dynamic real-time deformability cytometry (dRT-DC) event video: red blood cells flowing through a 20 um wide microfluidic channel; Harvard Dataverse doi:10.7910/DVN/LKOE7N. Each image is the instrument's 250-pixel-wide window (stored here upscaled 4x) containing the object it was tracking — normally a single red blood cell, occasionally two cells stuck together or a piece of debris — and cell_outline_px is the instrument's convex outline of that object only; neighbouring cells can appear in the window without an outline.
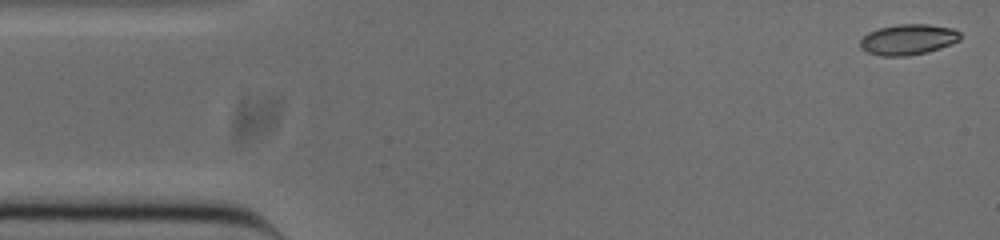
{"species": "common noctule bat (a hibernating species)", "species_latin": "Nyctalus noctula", "temperature_condition": "cold", "stored_images_in_passage": 51, "camera_frame_rate_fps": 3000, "um_per_image_px": 0.085, "animal": {"sex": "male", "body_mass_g": 20.0, "forearm_length_mm": 53.3}, "frame": {"image": 1, "passage_image": 1, "time_ms": 0.0, "image_size_px": [1000, 240], "cell_outline_px": [[960, 40], [940, 48], [928, 52], [908, 56], [880, 56], [868, 52], [860, 48], [860, 40], [868, 32], [880, 28], [896, 24], [928, 24], [952, 28], [960, 32]], "centroid_in_image_um": [77.18, 3.36], "position_along_channel_um": 7.8, "area_um2": 17.92}}
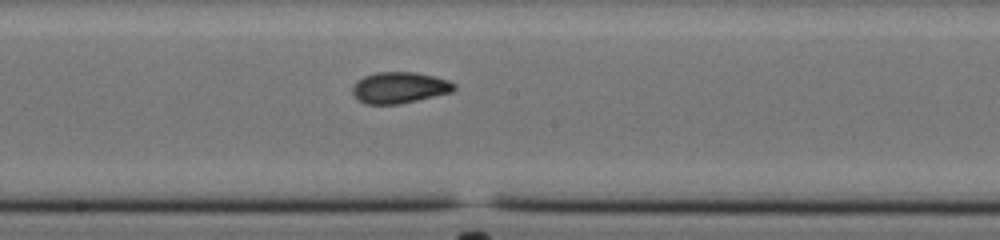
{"frame": {"image": 2, "passage_image": 26, "time_ms": 8.333, "image_size_px": [1000, 240], "cell_outline_px": [[456, 88], [452, 92], [400, 104], [364, 104], [352, 92], [352, 84], [356, 80], [364, 76], [376, 72], [416, 72], [448, 80], [456, 84]], "centroid_in_image_um": [33.94, 7.44], "position_along_channel_um": 214.3, "area_um2": 18.55}}
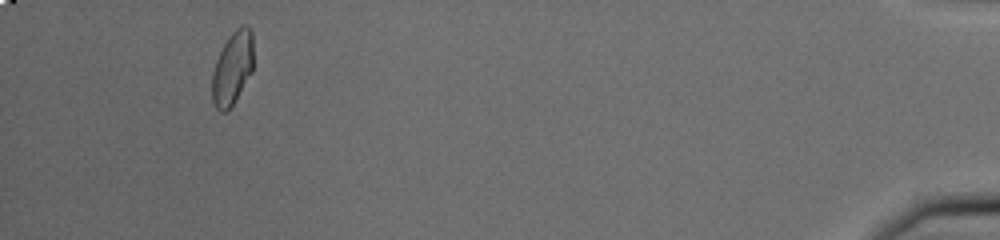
{"frame": {"image": 3, "passage_image": 48, "time_ms": 15.667, "image_size_px": [1000, 240], "cell_outline_px": [[252, 72], [228, 112], [220, 112], [216, 108], [212, 100], [212, 72], [216, 60], [228, 36], [240, 24], [248, 24], [252, 32]], "centroid_in_image_um": [19.75, 5.78], "position_along_channel_um": 415.5, "area_um2": 17.74}, "authors_computed_cell_mechanics": {"area_um2": 17.9758, "velocity_mm_per_s": 3.8525, "shape_relaxation_time_tau1_ms": null, "shape_relaxation_time_tau2_ms": 1.2548, "deformation_change_tau1": null, "deformation_change_tau2": 0.0568}}